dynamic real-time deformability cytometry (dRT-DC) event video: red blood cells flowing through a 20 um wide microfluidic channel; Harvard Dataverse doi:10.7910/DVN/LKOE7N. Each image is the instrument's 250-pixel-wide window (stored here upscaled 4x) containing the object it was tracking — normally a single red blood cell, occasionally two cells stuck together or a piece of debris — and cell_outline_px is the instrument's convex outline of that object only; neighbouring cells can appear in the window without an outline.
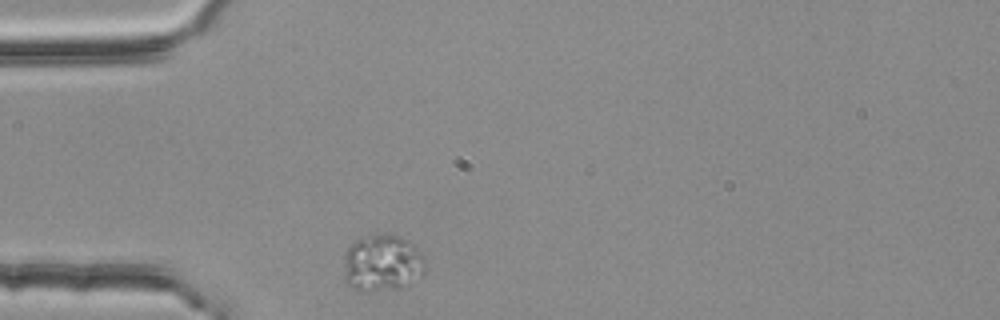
{"species": "common noctule bat (a hibernating species)", "species_latin": "Nyctalus noctula", "temperature_condition": "room temperature", "stored_images_in_passage": 32, "camera_frame_rate_fps": 3000, "um_per_image_px": 0.085, "animal": {"sex": "female", "body_mass_g": 25.1}, "frame": {"image": 1, "passage_image": 1, "time_ms": 0.0, "image_size_px": [1000, 320], "cell_outline_px": [[424, 276], [400, 288], [364, 292], [360, 292], [348, 284], [344, 276], [344, 256], [348, 248], [360, 236], [400, 236], [408, 240], [412, 244], [424, 260]], "centroid_in_image_um": [32.48, 22.4], "position_along_channel_um": 52.5, "area_um2": 26.76}}
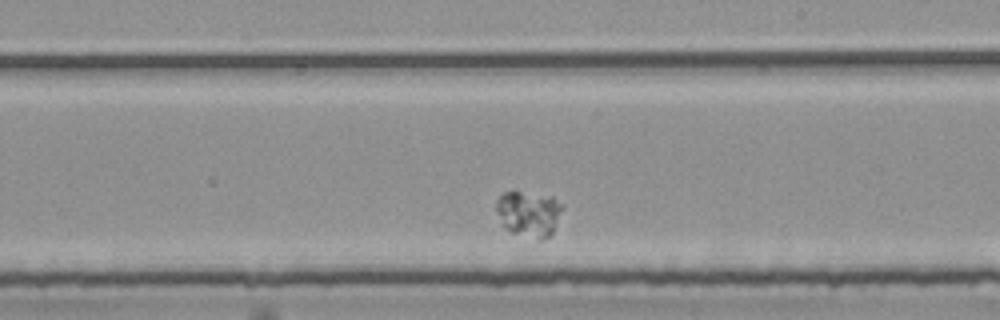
{"frame": {"image": 2, "passage_image": 19, "time_ms": 6.0, "image_size_px": [1000, 320], "cell_outline_px": [[564, 208], [552, 232], [548, 236], [540, 240], [512, 232], [504, 228], [496, 212], [496, 200], [504, 192], [520, 192], [552, 196], [564, 204]], "centroid_in_image_um": [44.96, 18.15], "position_along_channel_um": 244.0, "area_um2": 17.63}}
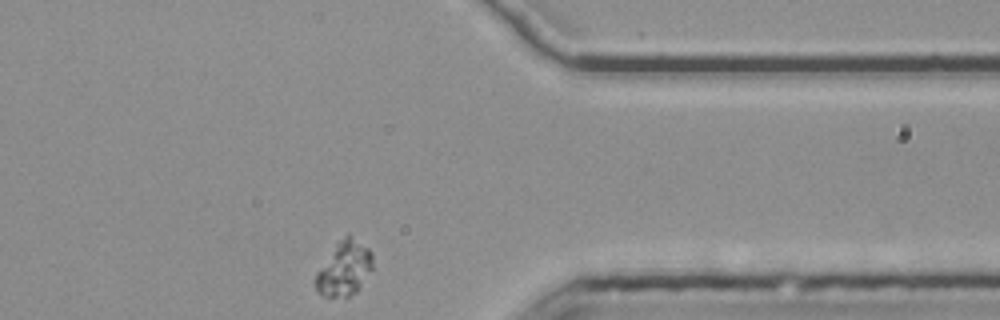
{"frame": {"image": 3, "passage_image": 32, "time_ms": 10.333, "image_size_px": [1000, 320], "cell_outline_px": [[372, 268], [360, 288], [356, 292], [348, 296], [324, 296], [316, 292], [312, 280], [316, 272], [336, 240], [348, 232], [368, 248], [372, 252]], "centroid_in_image_um": [29.21, 22.78], "position_along_channel_um": 382.2, "area_um2": 18.73}}